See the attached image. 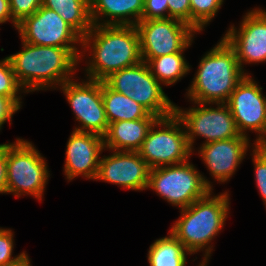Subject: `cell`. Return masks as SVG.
<instances>
[{"label":"cell","instance_id":"3","mask_svg":"<svg viewBox=\"0 0 266 266\" xmlns=\"http://www.w3.org/2000/svg\"><path fill=\"white\" fill-rule=\"evenodd\" d=\"M211 193L212 190L190 206L181 209L180 218L170 230L191 254L207 247L203 266H207L213 248L207 245L223 228L229 211L228 192L213 197Z\"/></svg>","mask_w":266,"mask_h":266},{"label":"cell","instance_id":"15","mask_svg":"<svg viewBox=\"0 0 266 266\" xmlns=\"http://www.w3.org/2000/svg\"><path fill=\"white\" fill-rule=\"evenodd\" d=\"M100 159L95 180L120 185L131 190H145L150 167L139 152L113 151Z\"/></svg>","mask_w":266,"mask_h":266},{"label":"cell","instance_id":"32","mask_svg":"<svg viewBox=\"0 0 266 266\" xmlns=\"http://www.w3.org/2000/svg\"><path fill=\"white\" fill-rule=\"evenodd\" d=\"M6 144H0V193H6Z\"/></svg>","mask_w":266,"mask_h":266},{"label":"cell","instance_id":"24","mask_svg":"<svg viewBox=\"0 0 266 266\" xmlns=\"http://www.w3.org/2000/svg\"><path fill=\"white\" fill-rule=\"evenodd\" d=\"M191 27L202 31L220 9L223 0H190Z\"/></svg>","mask_w":266,"mask_h":266},{"label":"cell","instance_id":"28","mask_svg":"<svg viewBox=\"0 0 266 266\" xmlns=\"http://www.w3.org/2000/svg\"><path fill=\"white\" fill-rule=\"evenodd\" d=\"M12 19L18 24L33 15L42 5V0H9Z\"/></svg>","mask_w":266,"mask_h":266},{"label":"cell","instance_id":"34","mask_svg":"<svg viewBox=\"0 0 266 266\" xmlns=\"http://www.w3.org/2000/svg\"><path fill=\"white\" fill-rule=\"evenodd\" d=\"M255 141L256 143L254 146L259 147V148H266V124H265L263 135L260 138H257Z\"/></svg>","mask_w":266,"mask_h":266},{"label":"cell","instance_id":"14","mask_svg":"<svg viewBox=\"0 0 266 266\" xmlns=\"http://www.w3.org/2000/svg\"><path fill=\"white\" fill-rule=\"evenodd\" d=\"M237 31L231 26L224 35L226 42L235 50L239 65L266 61V11L255 9L247 12Z\"/></svg>","mask_w":266,"mask_h":266},{"label":"cell","instance_id":"35","mask_svg":"<svg viewBox=\"0 0 266 266\" xmlns=\"http://www.w3.org/2000/svg\"><path fill=\"white\" fill-rule=\"evenodd\" d=\"M13 266H31L28 255H26L24 259H22L19 263Z\"/></svg>","mask_w":266,"mask_h":266},{"label":"cell","instance_id":"29","mask_svg":"<svg viewBox=\"0 0 266 266\" xmlns=\"http://www.w3.org/2000/svg\"><path fill=\"white\" fill-rule=\"evenodd\" d=\"M167 13L168 2L166 0H144L142 20L169 18Z\"/></svg>","mask_w":266,"mask_h":266},{"label":"cell","instance_id":"4","mask_svg":"<svg viewBox=\"0 0 266 266\" xmlns=\"http://www.w3.org/2000/svg\"><path fill=\"white\" fill-rule=\"evenodd\" d=\"M187 97L194 103H225L244 78L235 50L224 38L199 62Z\"/></svg>","mask_w":266,"mask_h":266},{"label":"cell","instance_id":"1","mask_svg":"<svg viewBox=\"0 0 266 266\" xmlns=\"http://www.w3.org/2000/svg\"><path fill=\"white\" fill-rule=\"evenodd\" d=\"M22 43V51L8 58L18 83L25 89L24 93L61 86L72 79L82 53L78 52V48Z\"/></svg>","mask_w":266,"mask_h":266},{"label":"cell","instance_id":"23","mask_svg":"<svg viewBox=\"0 0 266 266\" xmlns=\"http://www.w3.org/2000/svg\"><path fill=\"white\" fill-rule=\"evenodd\" d=\"M183 52L162 55L153 59H142L146 62L152 75L165 85H172L190 71Z\"/></svg>","mask_w":266,"mask_h":266},{"label":"cell","instance_id":"27","mask_svg":"<svg viewBox=\"0 0 266 266\" xmlns=\"http://www.w3.org/2000/svg\"><path fill=\"white\" fill-rule=\"evenodd\" d=\"M254 147L252 160L255 166L256 185L266 205V148Z\"/></svg>","mask_w":266,"mask_h":266},{"label":"cell","instance_id":"31","mask_svg":"<svg viewBox=\"0 0 266 266\" xmlns=\"http://www.w3.org/2000/svg\"><path fill=\"white\" fill-rule=\"evenodd\" d=\"M19 109L10 98L0 95V130L6 121H11L13 114Z\"/></svg>","mask_w":266,"mask_h":266},{"label":"cell","instance_id":"25","mask_svg":"<svg viewBox=\"0 0 266 266\" xmlns=\"http://www.w3.org/2000/svg\"><path fill=\"white\" fill-rule=\"evenodd\" d=\"M20 90L23 89L16 79L11 62L7 56L0 61V95L10 98L21 108V97L18 96Z\"/></svg>","mask_w":266,"mask_h":266},{"label":"cell","instance_id":"10","mask_svg":"<svg viewBox=\"0 0 266 266\" xmlns=\"http://www.w3.org/2000/svg\"><path fill=\"white\" fill-rule=\"evenodd\" d=\"M142 59L184 52L197 31L174 18L141 20L136 25Z\"/></svg>","mask_w":266,"mask_h":266},{"label":"cell","instance_id":"13","mask_svg":"<svg viewBox=\"0 0 266 266\" xmlns=\"http://www.w3.org/2000/svg\"><path fill=\"white\" fill-rule=\"evenodd\" d=\"M262 87L253 81L248 74L237 84L227 102L239 133L247 137L246 131L251 130L263 135L266 124V97Z\"/></svg>","mask_w":266,"mask_h":266},{"label":"cell","instance_id":"11","mask_svg":"<svg viewBox=\"0 0 266 266\" xmlns=\"http://www.w3.org/2000/svg\"><path fill=\"white\" fill-rule=\"evenodd\" d=\"M68 103L81 127L76 131L104 136L109 122L102 99V81L88 79L82 83L68 80L61 86Z\"/></svg>","mask_w":266,"mask_h":266},{"label":"cell","instance_id":"7","mask_svg":"<svg viewBox=\"0 0 266 266\" xmlns=\"http://www.w3.org/2000/svg\"><path fill=\"white\" fill-rule=\"evenodd\" d=\"M147 188L180 209L204 197L212 185L189 161L150 169Z\"/></svg>","mask_w":266,"mask_h":266},{"label":"cell","instance_id":"9","mask_svg":"<svg viewBox=\"0 0 266 266\" xmlns=\"http://www.w3.org/2000/svg\"><path fill=\"white\" fill-rule=\"evenodd\" d=\"M200 107L186 110L175 105L174 113L182 121L188 143L193 150L195 136L204 137L205 143L245 137L237 129L235 119L226 103H216L217 108L207 107L209 103H195ZM206 106V107H205Z\"/></svg>","mask_w":266,"mask_h":266},{"label":"cell","instance_id":"20","mask_svg":"<svg viewBox=\"0 0 266 266\" xmlns=\"http://www.w3.org/2000/svg\"><path fill=\"white\" fill-rule=\"evenodd\" d=\"M102 99L109 123L143 118H159L130 97L116 92L102 81Z\"/></svg>","mask_w":266,"mask_h":266},{"label":"cell","instance_id":"30","mask_svg":"<svg viewBox=\"0 0 266 266\" xmlns=\"http://www.w3.org/2000/svg\"><path fill=\"white\" fill-rule=\"evenodd\" d=\"M169 18L178 19L191 26L190 0H166Z\"/></svg>","mask_w":266,"mask_h":266},{"label":"cell","instance_id":"16","mask_svg":"<svg viewBox=\"0 0 266 266\" xmlns=\"http://www.w3.org/2000/svg\"><path fill=\"white\" fill-rule=\"evenodd\" d=\"M102 136L73 130L67 142L64 172L66 178L82 175L84 178L95 180L100 162V154L104 150Z\"/></svg>","mask_w":266,"mask_h":266},{"label":"cell","instance_id":"5","mask_svg":"<svg viewBox=\"0 0 266 266\" xmlns=\"http://www.w3.org/2000/svg\"><path fill=\"white\" fill-rule=\"evenodd\" d=\"M47 163L31 142L17 138L6 143V193L29 194L42 200L49 171Z\"/></svg>","mask_w":266,"mask_h":266},{"label":"cell","instance_id":"26","mask_svg":"<svg viewBox=\"0 0 266 266\" xmlns=\"http://www.w3.org/2000/svg\"><path fill=\"white\" fill-rule=\"evenodd\" d=\"M13 233L10 229L0 228V266H13L19 263L27 255L22 252L12 257L14 247Z\"/></svg>","mask_w":266,"mask_h":266},{"label":"cell","instance_id":"2","mask_svg":"<svg viewBox=\"0 0 266 266\" xmlns=\"http://www.w3.org/2000/svg\"><path fill=\"white\" fill-rule=\"evenodd\" d=\"M81 46H91L86 72L92 80L104 81L112 73L142 61L139 33L132 25H93L82 37Z\"/></svg>","mask_w":266,"mask_h":266},{"label":"cell","instance_id":"6","mask_svg":"<svg viewBox=\"0 0 266 266\" xmlns=\"http://www.w3.org/2000/svg\"><path fill=\"white\" fill-rule=\"evenodd\" d=\"M104 82L159 118L174 114L175 104L166 96L161 83L152 75L144 61L112 73Z\"/></svg>","mask_w":266,"mask_h":266},{"label":"cell","instance_id":"17","mask_svg":"<svg viewBox=\"0 0 266 266\" xmlns=\"http://www.w3.org/2000/svg\"><path fill=\"white\" fill-rule=\"evenodd\" d=\"M249 137H234L202 144L199 152L211 176L226 182L242 162L249 146Z\"/></svg>","mask_w":266,"mask_h":266},{"label":"cell","instance_id":"18","mask_svg":"<svg viewBox=\"0 0 266 266\" xmlns=\"http://www.w3.org/2000/svg\"><path fill=\"white\" fill-rule=\"evenodd\" d=\"M160 118H143L109 123L103 136L104 148L111 151L138 152L150 128Z\"/></svg>","mask_w":266,"mask_h":266},{"label":"cell","instance_id":"8","mask_svg":"<svg viewBox=\"0 0 266 266\" xmlns=\"http://www.w3.org/2000/svg\"><path fill=\"white\" fill-rule=\"evenodd\" d=\"M159 125L162 129L155 130ZM183 126L175 113L153 124L138 151L150 169L188 161L193 150Z\"/></svg>","mask_w":266,"mask_h":266},{"label":"cell","instance_id":"21","mask_svg":"<svg viewBox=\"0 0 266 266\" xmlns=\"http://www.w3.org/2000/svg\"><path fill=\"white\" fill-rule=\"evenodd\" d=\"M42 6L55 11L81 37L93 26L89 0H42Z\"/></svg>","mask_w":266,"mask_h":266},{"label":"cell","instance_id":"22","mask_svg":"<svg viewBox=\"0 0 266 266\" xmlns=\"http://www.w3.org/2000/svg\"><path fill=\"white\" fill-rule=\"evenodd\" d=\"M168 237L155 240L148 251L150 266H186L187 251L183 244L169 232ZM199 266H203L202 263Z\"/></svg>","mask_w":266,"mask_h":266},{"label":"cell","instance_id":"33","mask_svg":"<svg viewBox=\"0 0 266 266\" xmlns=\"http://www.w3.org/2000/svg\"><path fill=\"white\" fill-rule=\"evenodd\" d=\"M11 20L17 29V23L12 19L9 0H0V24Z\"/></svg>","mask_w":266,"mask_h":266},{"label":"cell","instance_id":"12","mask_svg":"<svg viewBox=\"0 0 266 266\" xmlns=\"http://www.w3.org/2000/svg\"><path fill=\"white\" fill-rule=\"evenodd\" d=\"M22 42L39 46L77 48L82 37L55 11L41 5L17 25Z\"/></svg>","mask_w":266,"mask_h":266},{"label":"cell","instance_id":"19","mask_svg":"<svg viewBox=\"0 0 266 266\" xmlns=\"http://www.w3.org/2000/svg\"><path fill=\"white\" fill-rule=\"evenodd\" d=\"M89 4L93 25L135 26L142 20L144 0H89ZM100 16L107 17L105 23L99 22Z\"/></svg>","mask_w":266,"mask_h":266}]
</instances>
